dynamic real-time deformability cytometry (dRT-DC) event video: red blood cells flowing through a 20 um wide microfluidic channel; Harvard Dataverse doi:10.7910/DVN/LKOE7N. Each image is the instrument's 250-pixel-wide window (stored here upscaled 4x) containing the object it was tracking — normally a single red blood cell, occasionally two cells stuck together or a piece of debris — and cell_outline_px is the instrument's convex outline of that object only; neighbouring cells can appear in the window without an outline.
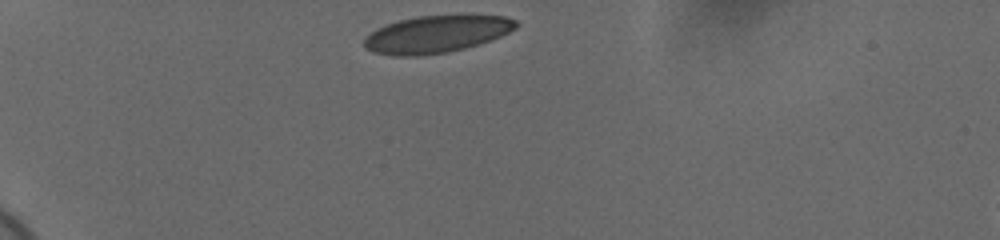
{"species": "human", "species_latin": "Homo sapiens", "temperature_condition": "cold", "stored_images_in_passage": 34, "camera_frame_rate_fps": 3000, "um_per_image_px": 0.085, "donor": {"sex": "female"}, "frame": {"image": 1, "passage_image": 1, "time_ms": 0.0, "image_size_px": [1000, 240], "cell_outline_px": [[520, 24], [516, 28], [500, 36], [464, 48], [448, 52], [420, 56], [392, 56], [372, 52], [364, 48], [364, 36], [376, 28], [400, 20], [416, 16], [464, 12], [468, 12], [504, 16], [516, 20]], "centroid_in_image_um": [37.12, 2.85], "position_along_channel_um": 47.9, "area_um2": 34.04}}
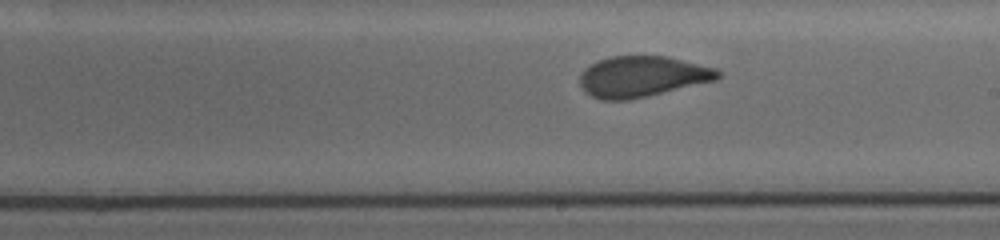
{"frame": {"image": 2, "passage_image": 20, "time_ms": 6.333, "image_size_px": [1000, 240], "cell_outline_px": [[724, 76], [716, 80], [648, 96], [628, 100], [600, 100], [584, 92], [580, 84], [580, 76], [584, 68], [596, 60], [608, 56], [668, 56], [716, 68], [724, 72]], "centroid_in_image_um": [54.6, 6.5], "position_along_channel_um": 234.4, "area_um2": 33.29}}
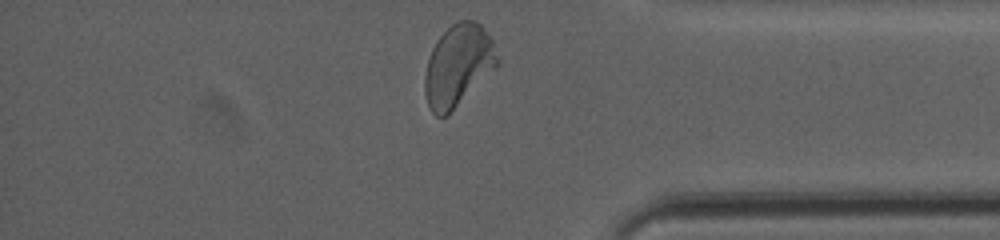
{"frame": {"image": 3, "passage_image": 34, "time_ms": 11.0, "image_size_px": [1000, 240], "cell_outline_px": [[496, 68], [444, 116], [436, 116], [428, 108], [424, 92], [424, 76], [428, 60], [432, 48], [436, 40], [452, 24], [460, 20], [476, 20], [480, 24], [492, 40], [496, 60]], "centroid_in_image_um": [38.89, 5.55], "position_along_channel_um": 396.3, "area_um2": 33.7}, "authors_computed_cell_mechanics": {"area_um2": 33.6107, "velocity_mm_per_s": 3.6725, "shape_relaxation_time_tau1_ms": 10.2455, "shape_relaxation_time_tau2_ms": null, "deformation_change_tau1": 0.2271, "deformation_change_tau2": null}}